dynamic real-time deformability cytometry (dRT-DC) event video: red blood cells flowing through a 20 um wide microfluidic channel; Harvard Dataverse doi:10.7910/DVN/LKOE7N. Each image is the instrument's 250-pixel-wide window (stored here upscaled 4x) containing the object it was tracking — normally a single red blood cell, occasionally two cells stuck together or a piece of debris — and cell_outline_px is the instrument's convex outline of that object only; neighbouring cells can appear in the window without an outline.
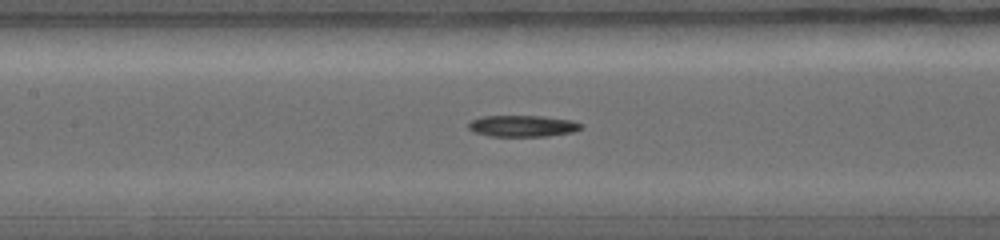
{"species": "common noctule bat (a hibernating species)", "species_latin": "Nyctalus noctula", "temperature_condition": "warm", "stored_images_in_passage": 15, "camera_frame_rate_fps": 5000, "um_per_image_px": 0.085, "animal": {"sex": "female", "body_mass_g": 19.0, "forearm_length_mm": 56.7}, "frame": {"image": 1, "passage_image": 10, "time_ms": 3.6, "image_size_px": [1000, 240], "cell_outline_px": [[584, 128], [572, 132], [548, 136], [492, 136], [476, 132], [468, 128], [468, 124], [472, 120], [484, 116], [540, 116], [572, 120], [584, 124]], "centroid_in_image_um": [44.49, 10.71], "position_along_channel_um": 162.9, "area_um2": 13.99}}
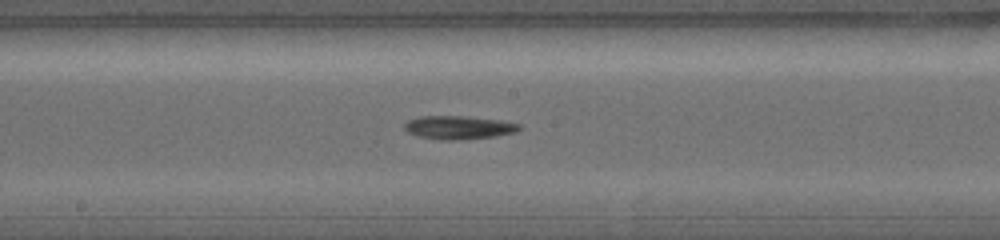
{"frame": {"image": 2, "passage_image": 12, "time_ms": 4.4, "image_size_px": [1000, 240], "cell_outline_px": [[524, 128], [516, 132], [496, 136], [456, 140], [440, 140], [416, 136], [408, 132], [404, 128], [404, 124], [408, 120], [420, 116], [464, 116], [500, 120], [520, 124]], "centroid_in_image_um": [38.99, 10.84], "position_along_channel_um": 209.2, "area_um2": 15.78}}
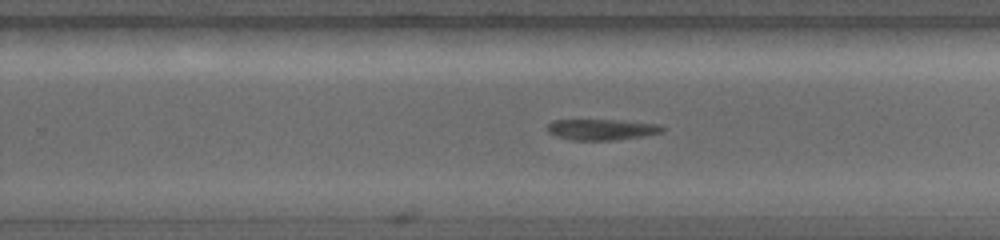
{"frame": {"image": 3, "passage_image": 15, "time_ms": 5.6, "image_size_px": [1000, 240], "cell_outline_px": [[664, 128], [660, 132], [644, 136], [616, 140], [572, 140], [556, 136], [548, 132], [548, 124], [552, 120], [616, 120], [660, 124]], "centroid_in_image_um": [51.13, 11.01], "position_along_channel_um": 278.7, "area_um2": 13.93}}